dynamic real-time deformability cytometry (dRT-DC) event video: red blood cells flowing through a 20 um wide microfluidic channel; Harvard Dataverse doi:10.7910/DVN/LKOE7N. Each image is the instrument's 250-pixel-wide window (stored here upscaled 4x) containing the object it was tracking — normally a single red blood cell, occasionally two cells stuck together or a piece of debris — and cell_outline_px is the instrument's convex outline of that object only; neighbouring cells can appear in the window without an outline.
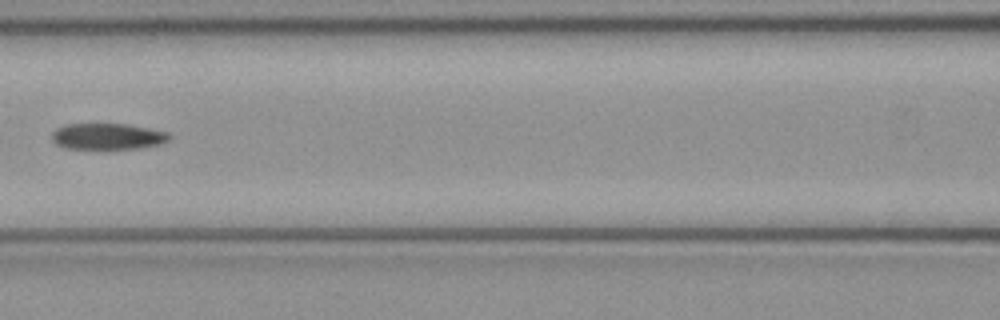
{"species": "common noctule bat (a hibernating species)", "species_latin": "Nyctalus noctula", "temperature_condition": "cold", "stored_images_in_passage": 8, "camera_frame_rate_fps": 3000, "um_per_image_px": 0.085, "animal": {"sex": "female", "body_mass_g": 21.9}, "frame": {"image": 1, "passage_image": 7, "time_ms": 2.0, "image_size_px": [1000, 320], "cell_outline_px": [[172, 136], [168, 140], [160, 144], [140, 148], [64, 148], [56, 144], [52, 140], [52, 132], [56, 128], [64, 124], [128, 124], [168, 132]], "centroid_in_image_um": [9.14, 11.58], "position_along_channel_um": 157.5, "area_um2": 17.86}}
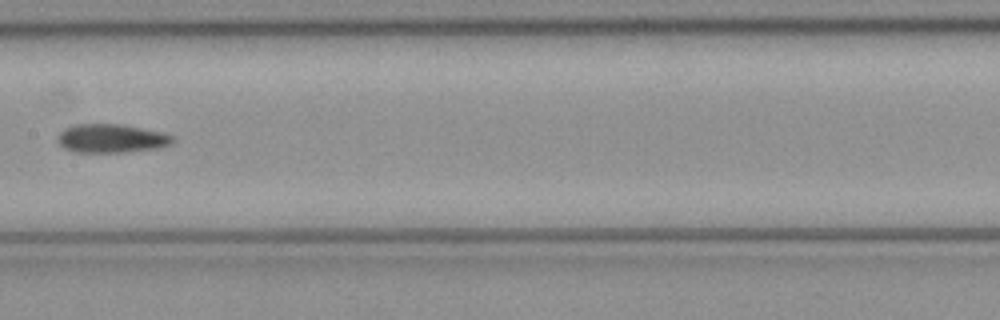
{"frame": {"image": 2, "passage_image": 8, "time_ms": 2.333, "image_size_px": [1000, 320], "cell_outline_px": [[176, 140], [172, 144], [160, 148], [124, 152], [76, 152], [64, 148], [56, 140], [60, 132], [64, 128], [76, 124], [124, 124], [164, 132], [176, 136]], "centroid_in_image_um": [9.54, 11.76], "position_along_channel_um": 197.9, "area_um2": 19.59}}